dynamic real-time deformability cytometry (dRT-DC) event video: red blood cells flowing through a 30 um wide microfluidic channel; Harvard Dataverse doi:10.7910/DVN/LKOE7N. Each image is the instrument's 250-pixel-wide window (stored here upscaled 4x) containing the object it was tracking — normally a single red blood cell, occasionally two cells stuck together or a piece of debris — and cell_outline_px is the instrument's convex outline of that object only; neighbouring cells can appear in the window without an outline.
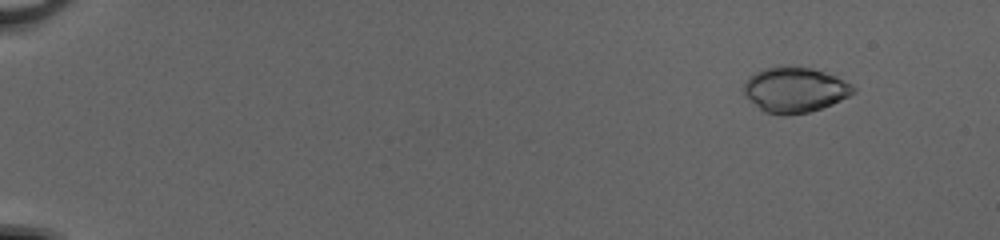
{"species": "common noctule bat (a hibernating species)", "species_latin": "Nyctalus noctula", "temperature_condition": "cold", "stored_images_in_passage": 13, "camera_frame_rate_fps": 3000, "um_per_image_px": 0.085, "animal": {"sex": "female", "body_mass_g": 20.0, "forearm_length_mm": 54.0}, "frame": {"image": 1, "passage_image": 6, "time_ms": 1.667, "image_size_px": [1000, 240], "cell_outline_px": [[856, 92], [832, 104], [808, 112], [784, 116], [780, 116], [764, 112], [744, 92], [744, 84], [748, 76], [764, 68], [784, 64], [812, 68], [836, 76], [852, 84], [856, 88]], "centroid_in_image_um": [67.57, 7.61], "position_along_channel_um": 17.4, "area_um2": 29.02}}